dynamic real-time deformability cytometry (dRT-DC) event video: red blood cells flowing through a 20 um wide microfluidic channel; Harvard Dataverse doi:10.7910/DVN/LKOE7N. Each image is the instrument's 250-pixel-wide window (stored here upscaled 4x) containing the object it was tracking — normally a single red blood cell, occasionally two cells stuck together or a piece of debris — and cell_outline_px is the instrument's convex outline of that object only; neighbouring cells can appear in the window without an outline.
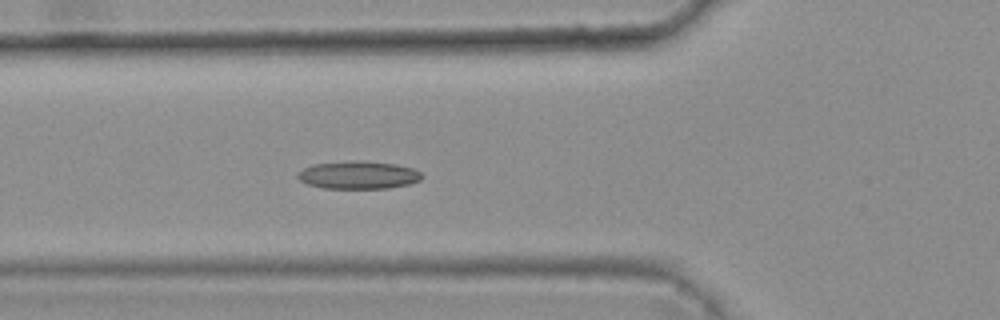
{"species": "common noctule bat (a hibernating species)", "species_latin": "Nyctalus noctula", "temperature_condition": "warm", "stored_images_in_passage": 6, "camera_frame_rate_fps": 3000, "um_per_image_px": 0.085, "animal": {"sex": "female", "body_mass_g": 25.1}, "frame": {"image": 1, "passage_image": 6, "time_ms": 1.667, "image_size_px": [1000, 320], "cell_outline_px": [[424, 176], [420, 180], [408, 184], [388, 188], [324, 188], [308, 184], [300, 180], [296, 176], [296, 172], [312, 164], [352, 160], [364, 160], [396, 164], [412, 168], [420, 172]], "centroid_in_image_um": [30.44, 14.86], "position_along_channel_um": 95.4, "area_um2": 20.29}}